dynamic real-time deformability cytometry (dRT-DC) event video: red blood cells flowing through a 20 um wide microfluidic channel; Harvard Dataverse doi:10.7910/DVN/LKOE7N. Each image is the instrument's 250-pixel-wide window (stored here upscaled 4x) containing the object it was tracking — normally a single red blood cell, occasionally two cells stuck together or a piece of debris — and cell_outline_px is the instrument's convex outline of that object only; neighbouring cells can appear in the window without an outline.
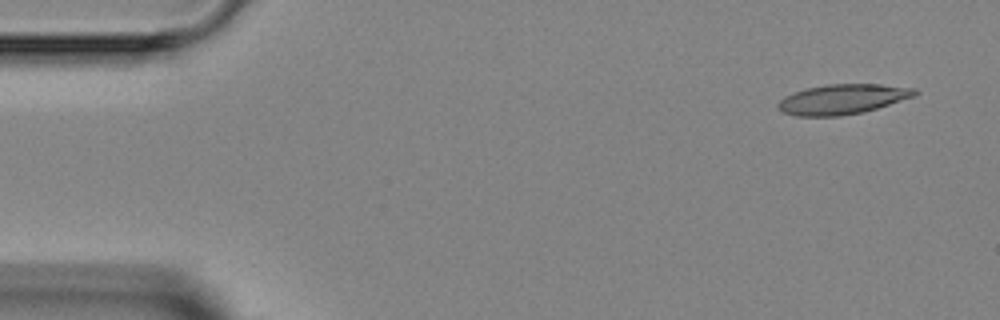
{"species": "Egyptian fruit bat (a non-hibernating species)", "species_latin": "Rousettus aegyptiacus", "temperature_condition": "room temperature", "stored_images_in_passage": 8, "camera_frame_rate_fps": 3000, "um_per_image_px": 0.085, "animal": {"sex": "female"}, "frame": {"image": 1, "passage_image": 1, "time_ms": 0.0, "image_size_px": [1000, 320], "cell_outline_px": [[920, 92], [916, 96], [864, 112], [840, 116], [796, 116], [784, 112], [776, 104], [784, 96], [792, 92], [804, 88], [828, 84], [880, 84], [916, 88]], "centroid_in_image_um": [71.64, 8.42], "position_along_channel_um": 13.4, "area_um2": 24.1}}
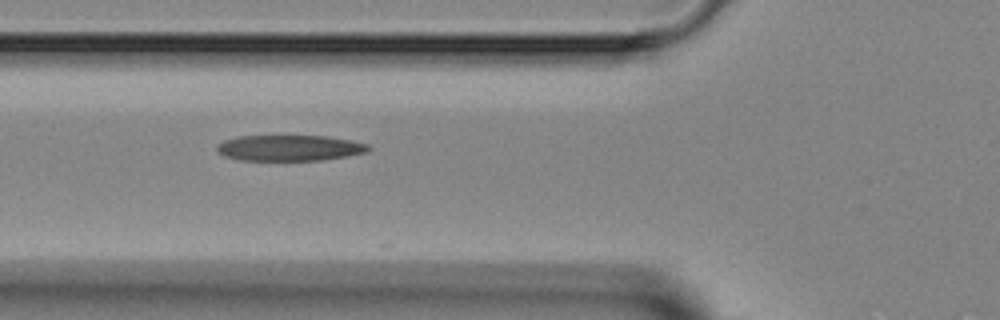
{"frame": {"image": 2, "passage_image": 5, "time_ms": 4.667, "image_size_px": [1000, 320], "cell_outline_px": [[372, 148], [368, 152], [348, 156], [324, 160], [240, 160], [224, 156], [216, 152], [216, 144], [224, 140], [236, 136], [328, 136], [352, 140], [368, 144]], "centroid_in_image_um": [24.61, 12.57], "position_along_channel_um": 101.2, "area_um2": 23.12}}
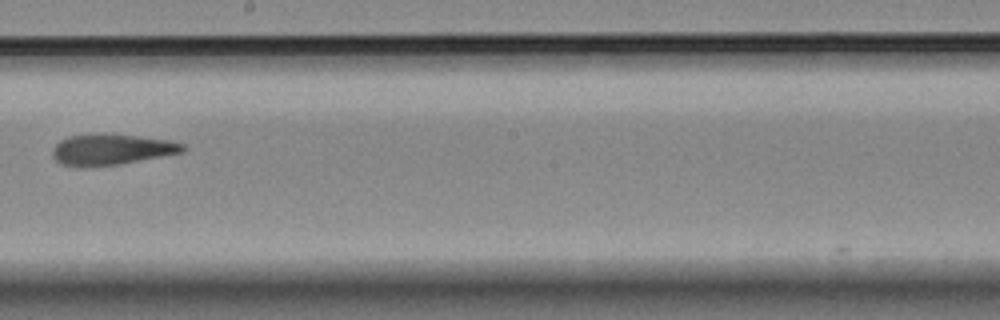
{"frame": {"image": 3, "passage_image": 8, "time_ms": 8.0, "image_size_px": [1000, 320], "cell_outline_px": [[188, 148], [184, 152], [120, 164], [80, 168], [76, 168], [60, 164], [52, 156], [52, 148], [60, 140], [68, 136], [92, 132], [140, 136], [172, 140], [184, 144]], "centroid_in_image_um": [9.45, 12.7], "position_along_channel_um": 238.8, "area_um2": 24.22}}